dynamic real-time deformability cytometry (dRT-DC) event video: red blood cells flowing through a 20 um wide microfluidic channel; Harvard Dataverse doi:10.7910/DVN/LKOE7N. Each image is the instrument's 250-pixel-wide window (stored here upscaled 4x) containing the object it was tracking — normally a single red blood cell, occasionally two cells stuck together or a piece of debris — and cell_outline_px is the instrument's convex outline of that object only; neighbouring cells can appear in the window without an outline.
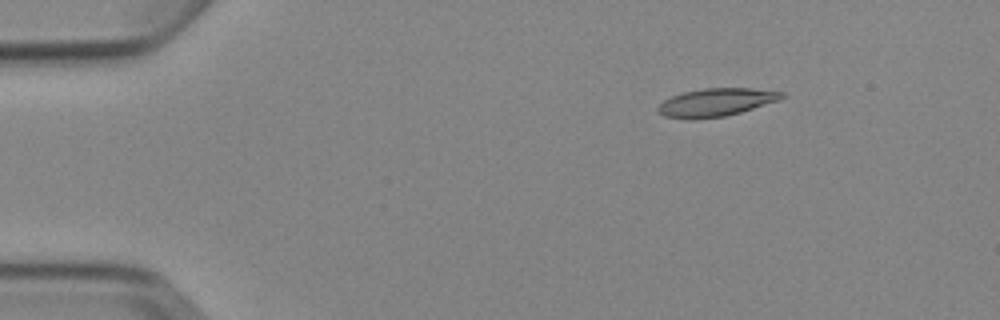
{"species": "Egyptian fruit bat (a non-hibernating species)", "species_latin": "Rousettus aegyptiacus", "temperature_condition": "cold", "stored_images_in_passage": 6, "camera_frame_rate_fps": 3000, "um_per_image_px": 0.085, "animal": {"sex": "female"}, "frame": {"image": 1, "passage_image": 3, "time_ms": 2.0, "image_size_px": [1000, 320], "cell_outline_px": [[788, 96], [780, 100], [740, 112], [724, 116], [664, 116], [656, 108], [664, 100], [672, 96], [684, 92], [704, 88], [752, 88], [784, 92]], "centroid_in_image_um": [60.98, 8.64], "position_along_channel_um": 24.0, "area_um2": 19.36}}
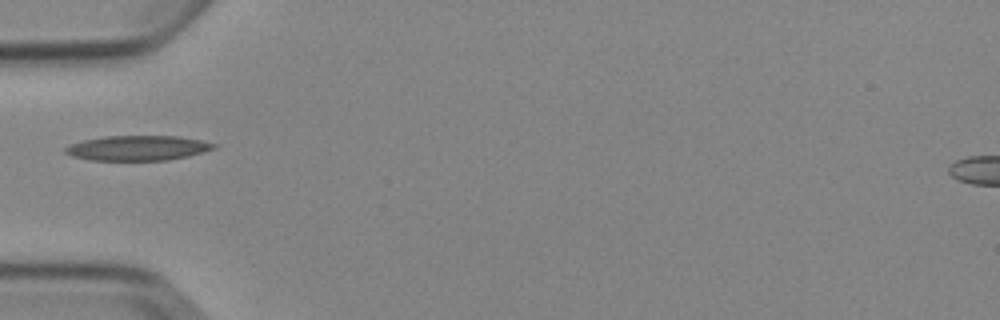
{"frame": {"image": 2, "passage_image": 5, "time_ms": 5.333, "image_size_px": [1000, 320], "cell_outline_px": [[216, 148], [188, 156], [168, 160], [92, 160], [72, 156], [64, 152], [64, 148], [72, 144], [84, 140], [104, 136], [176, 136], [200, 140], [216, 144]], "centroid_in_image_um": [11.7, 12.58], "position_along_channel_um": 73.3, "area_um2": 21.39}}
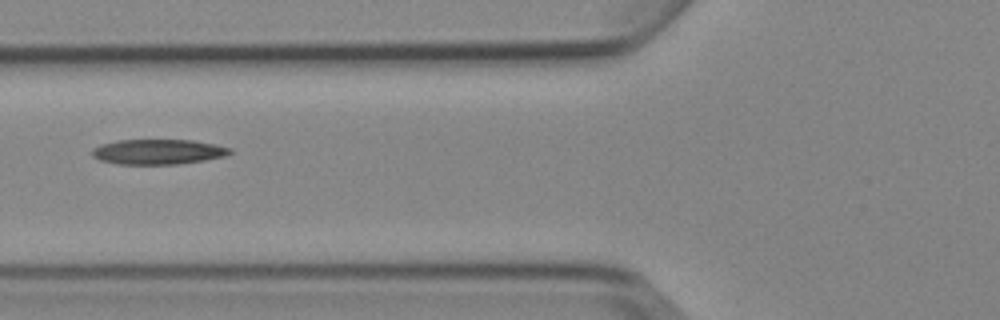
{"frame": {"image": 3, "passage_image": 6, "time_ms": 6.333, "image_size_px": [1000, 320], "cell_outline_px": [[232, 152], [228, 156], [204, 160], [176, 164], [116, 164], [100, 160], [92, 156], [92, 148], [100, 144], [116, 140], [192, 140], [216, 144], [232, 148]], "centroid_in_image_um": [13.45, 12.9], "position_along_channel_um": 112.4, "area_um2": 20.35}}